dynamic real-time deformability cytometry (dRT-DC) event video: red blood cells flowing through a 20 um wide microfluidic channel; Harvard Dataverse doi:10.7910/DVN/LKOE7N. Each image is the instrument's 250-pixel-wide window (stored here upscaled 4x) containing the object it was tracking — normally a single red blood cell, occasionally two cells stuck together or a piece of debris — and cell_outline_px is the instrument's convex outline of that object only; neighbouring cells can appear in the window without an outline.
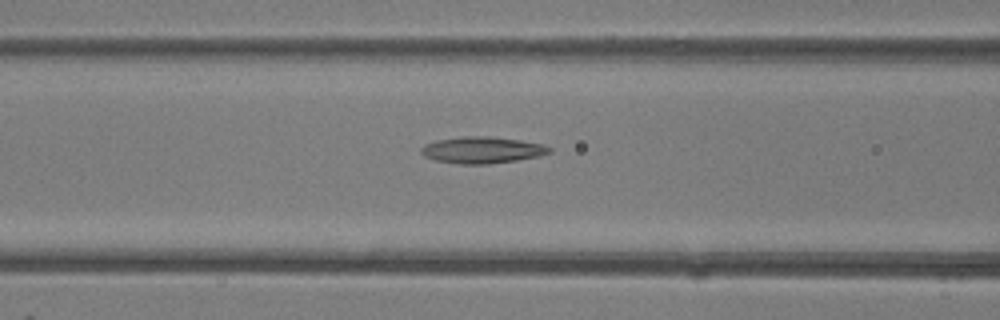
{"species": "common noctule bat (a hibernating species)", "species_latin": "Nyctalus noctula", "temperature_condition": "room temperature", "stored_images_in_passage": 33, "camera_frame_rate_fps": 3000, "um_per_image_px": 0.085, "animal": {"sex": "female"}, "frame": {"image": 1, "passage_image": 17, "time_ms": 5.333, "image_size_px": [1000, 320], "cell_outline_px": [[552, 152], [540, 156], [516, 160], [488, 164], [460, 164], [436, 160], [424, 156], [420, 152], [420, 148], [424, 144], [436, 140], [464, 136], [488, 136], [520, 140], [540, 144], [552, 148]], "centroid_in_image_um": [40.96, 12.75], "position_along_channel_um": 125.6, "area_um2": 19.83}}
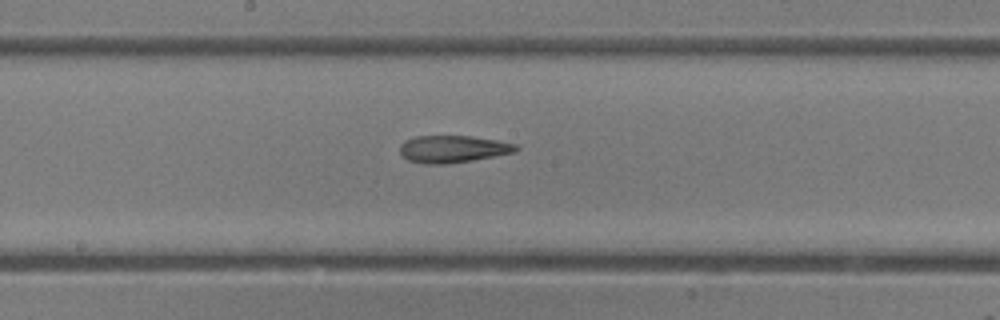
{"frame": {"image": 2, "passage_image": 22, "time_ms": 7.0, "image_size_px": [1000, 320], "cell_outline_px": [[520, 148], [516, 152], [472, 160], [448, 164], [424, 164], [408, 160], [400, 152], [400, 144], [404, 140], [416, 136], [472, 136], [496, 140], [516, 144]], "centroid_in_image_um": [38.49, 12.66], "position_along_channel_um": 209.7, "area_um2": 18.44}}
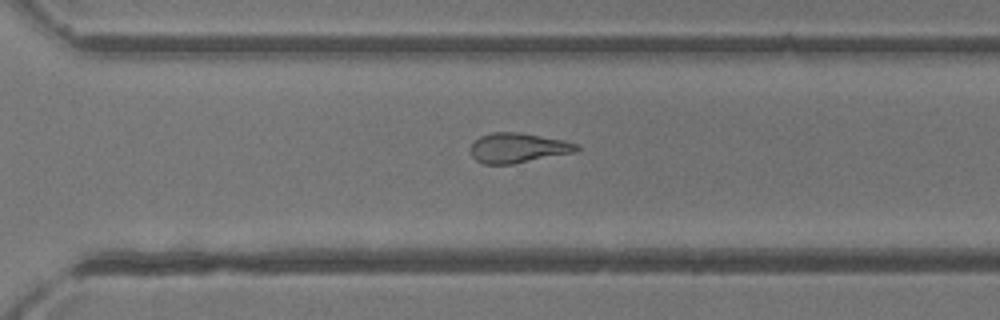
{"frame": {"image": 3, "passage_image": 29, "time_ms": 9.333, "image_size_px": [1000, 320], "cell_outline_px": [[580, 148], [576, 152], [512, 164], [484, 164], [476, 160], [472, 156], [472, 144], [480, 136], [492, 132], [520, 132], [564, 140], [580, 144]], "centroid_in_image_um": [44.07, 12.56], "position_along_channel_um": 326.5, "area_um2": 18.44}}